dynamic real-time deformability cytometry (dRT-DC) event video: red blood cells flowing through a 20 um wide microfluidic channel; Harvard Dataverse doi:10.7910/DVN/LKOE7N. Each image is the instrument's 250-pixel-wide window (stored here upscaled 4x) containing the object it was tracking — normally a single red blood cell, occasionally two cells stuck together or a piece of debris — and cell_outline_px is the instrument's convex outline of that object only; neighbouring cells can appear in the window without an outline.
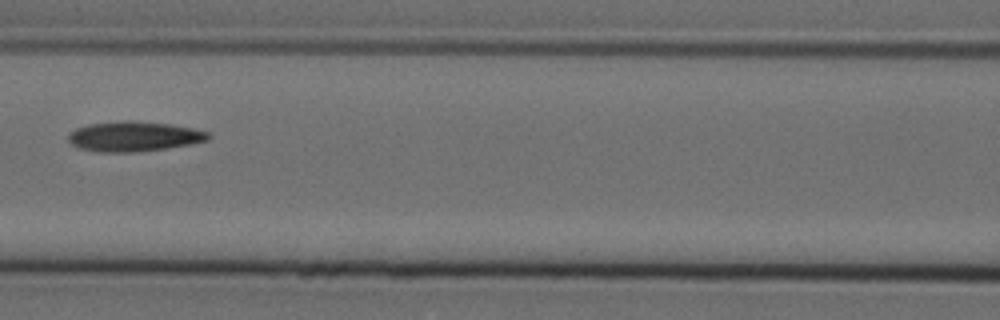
{"species": "Egyptian fruit bat (a non-hibernating species)", "species_latin": "Rousettus aegyptiacus", "temperature_condition": "cold", "stored_images_in_passage": 11, "camera_frame_rate_fps": 3000, "um_per_image_px": 0.085, "animal": {"sex": "female"}, "frame": {"image": 1, "passage_image": 7, "time_ms": 2.0, "image_size_px": [1000, 320], "cell_outline_px": [[212, 136], [208, 140], [192, 144], [136, 152], [96, 152], [80, 148], [72, 144], [68, 140], [68, 132], [76, 128], [88, 124], [124, 120], [132, 120], [172, 124], [192, 128], [208, 132]], "centroid_in_image_um": [11.37, 11.59], "position_along_channel_um": 155.2, "area_um2": 24.62}}
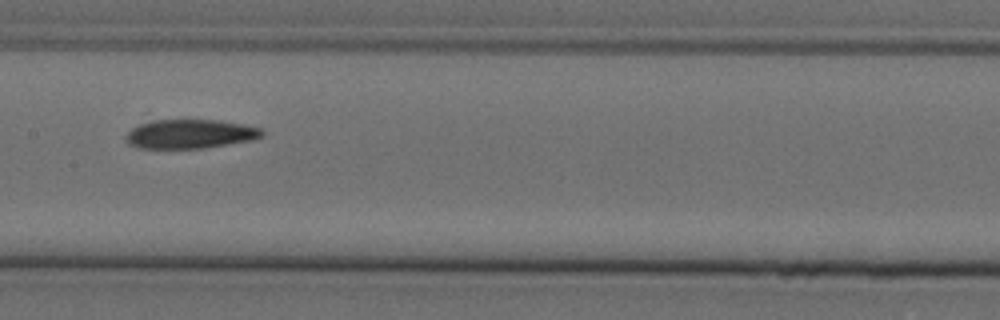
{"frame": {"image": 2, "passage_image": 8, "time_ms": 2.333, "image_size_px": [1000, 320], "cell_outline_px": [[264, 136], [252, 140], [204, 148], [140, 148], [128, 144], [124, 140], [124, 136], [132, 128], [140, 124], [156, 120], [220, 120], [260, 128], [264, 132]], "centroid_in_image_um": [16.14, 11.39], "position_along_channel_um": 191.3, "area_um2": 23.0}}
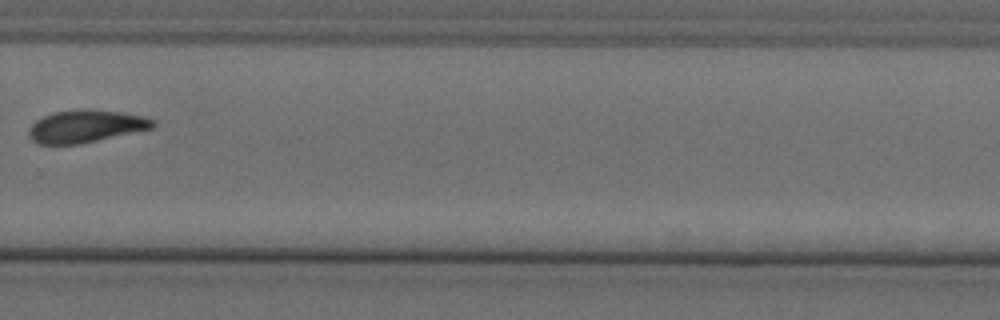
{"frame": {"image": 3, "passage_image": 11, "time_ms": 3.333, "image_size_px": [1000, 320], "cell_outline_px": [[156, 128], [80, 144], [36, 144], [28, 136], [28, 128], [36, 120], [52, 112], [80, 108], [88, 108], [120, 112], [144, 116], [156, 120]], "centroid_in_image_um": [7.31, 10.72], "position_along_channel_um": 322.5, "area_um2": 24.04}}